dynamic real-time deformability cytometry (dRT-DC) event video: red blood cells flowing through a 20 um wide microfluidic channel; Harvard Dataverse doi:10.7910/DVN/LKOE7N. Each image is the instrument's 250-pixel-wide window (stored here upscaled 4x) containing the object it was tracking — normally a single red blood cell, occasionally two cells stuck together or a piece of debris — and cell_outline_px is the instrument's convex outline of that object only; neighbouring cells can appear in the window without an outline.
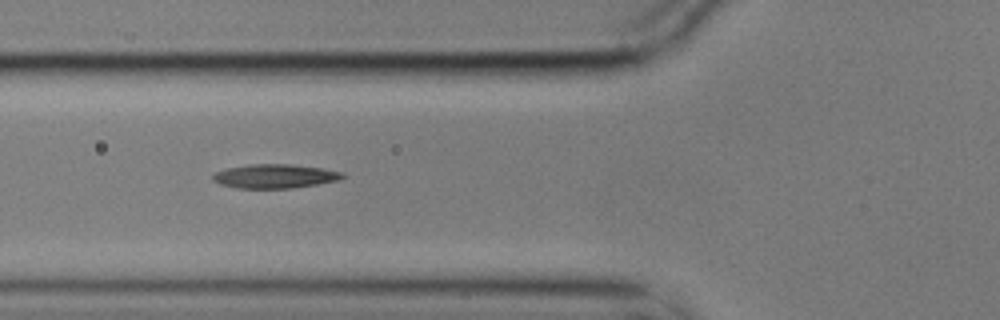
{"species": "common noctule bat (a hibernating species)", "species_latin": "Nyctalus noctula", "temperature_condition": "cold", "stored_images_in_passage": 9, "camera_frame_rate_fps": 3000, "um_per_image_px": 0.085, "animal": {"sex": "male", "body_mass_g": 17.9}, "frame": {"image": 1, "passage_image": 6, "time_ms": 1.667, "image_size_px": [1000, 320], "cell_outline_px": [[348, 176], [336, 180], [316, 184], [288, 188], [236, 188], [220, 184], [212, 180], [212, 176], [216, 172], [228, 168], [248, 164], [292, 164], [320, 168], [344, 172]], "centroid_in_image_um": [23.35, 14.97], "position_along_channel_um": 102.4, "area_um2": 18.03}}
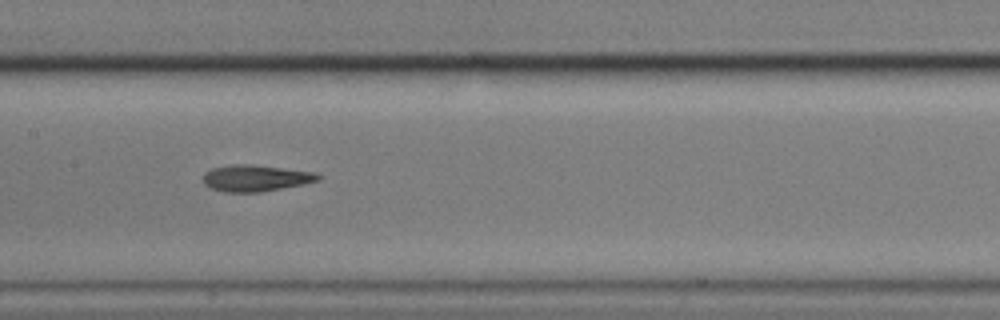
{"frame": {"image": 2, "passage_image": 8, "time_ms": 2.333, "image_size_px": [1000, 320], "cell_outline_px": [[324, 176], [320, 180], [304, 184], [260, 192], [224, 192], [212, 188], [204, 184], [204, 172], [212, 168], [232, 164], [252, 164], [316, 172]], "centroid_in_image_um": [21.77, 15.13], "position_along_channel_um": 185.6, "area_um2": 17.86}}
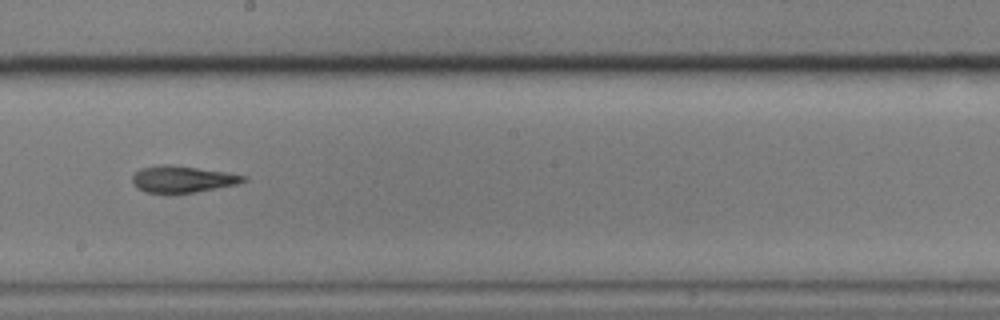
{"frame": {"image": 3, "passage_image": 9, "time_ms": 2.667, "image_size_px": [1000, 320], "cell_outline_px": [[248, 180], [236, 184], [196, 192], [144, 192], [136, 188], [132, 184], [132, 176], [140, 168], [164, 164], [168, 164], [224, 172], [248, 176]], "centroid_in_image_um": [15.48, 15.22], "position_along_channel_um": 232.7, "area_um2": 16.99}}